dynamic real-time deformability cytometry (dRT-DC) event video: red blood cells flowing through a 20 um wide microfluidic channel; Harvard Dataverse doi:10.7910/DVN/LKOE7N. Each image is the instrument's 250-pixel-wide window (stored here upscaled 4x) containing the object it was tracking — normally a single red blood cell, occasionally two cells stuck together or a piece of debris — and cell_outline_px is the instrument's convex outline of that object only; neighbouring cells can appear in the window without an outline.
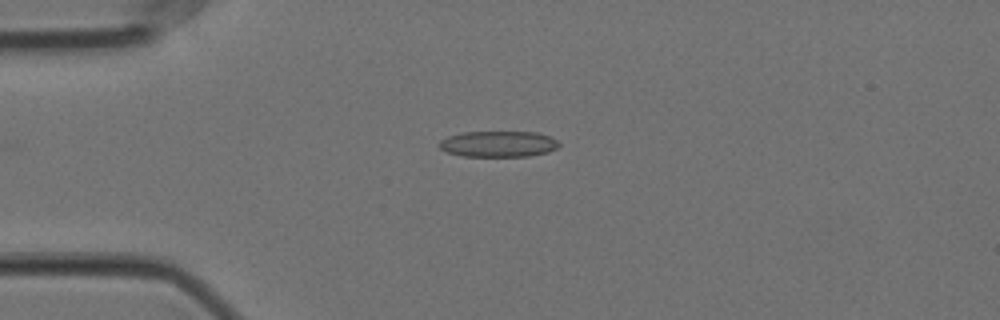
{"species": "Egyptian fruit bat (a non-hibernating species)", "species_latin": "Rousettus aegyptiacus", "temperature_condition": "cold", "stored_images_in_passage": 42, "camera_frame_rate_fps": 3000, "um_per_image_px": 0.085, "animal": {"sex": "female"}, "frame": {"image": 1, "passage_image": 1, "time_ms": 0.0, "image_size_px": [1000, 320], "cell_outline_px": [[560, 144], [556, 148], [548, 152], [528, 156], [464, 156], [448, 152], [440, 148], [436, 144], [440, 140], [448, 136], [464, 132], [536, 132], [548, 136], [556, 140]], "centroid_in_image_um": [42.33, 12.23], "position_along_channel_um": 42.7, "area_um2": 18.03}}
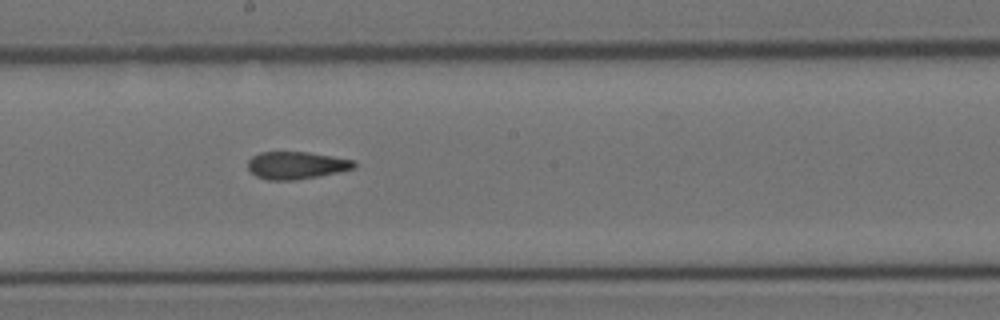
{"frame": {"image": 2, "passage_image": 18, "time_ms": 5.667, "image_size_px": [1000, 320], "cell_outline_px": [[356, 168], [340, 172], [296, 180], [264, 180], [256, 176], [248, 168], [248, 160], [252, 156], [260, 152], [308, 152], [356, 160]], "centroid_in_image_um": [25.21, 14.05], "position_along_channel_um": 223.0, "area_um2": 17.17}}
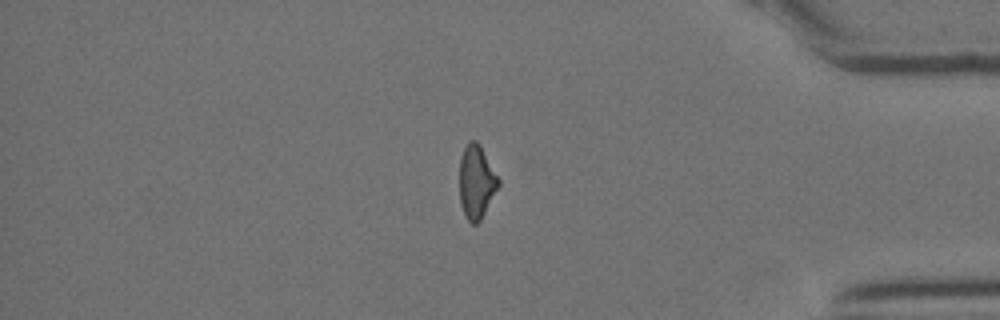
{"frame": {"image": 3, "passage_image": 35, "time_ms": 11.333, "image_size_px": [1000, 320], "cell_outline_px": [[500, 184], [480, 220], [476, 224], [472, 224], [468, 220], [460, 204], [460, 156], [468, 140], [476, 140], [480, 144], [500, 180]], "centroid_in_image_um": [40.49, 15.42], "position_along_channel_um": 394.7, "area_um2": 16.59}, "authors_computed_cell_mechanics": {"area_um2": 17.4267, "velocity_mm_per_s": 3.548, "shape_relaxation_time_tau1_ms": null, "shape_relaxation_time_tau2_ms": 3.3618, "deformation_change_tau1": null, "deformation_change_tau2": 0.1047}}